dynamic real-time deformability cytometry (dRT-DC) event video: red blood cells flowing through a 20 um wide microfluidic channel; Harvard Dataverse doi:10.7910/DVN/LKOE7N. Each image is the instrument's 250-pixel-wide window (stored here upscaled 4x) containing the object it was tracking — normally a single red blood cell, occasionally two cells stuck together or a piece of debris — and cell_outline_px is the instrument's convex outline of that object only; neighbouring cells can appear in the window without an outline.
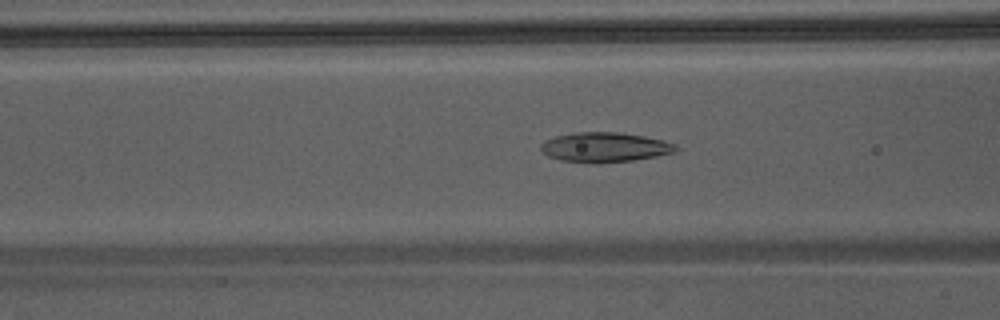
{"species": "Egyptian fruit bat (a non-hibernating species)", "species_latin": "Rousettus aegyptiacus", "temperature_condition": "warm", "stored_images_in_passage": 49, "camera_frame_rate_fps": 3000, "um_per_image_px": 0.085, "animal": {"sex": "male"}, "frame": {"image": 1, "passage_image": 21, "time_ms": 6.667, "image_size_px": [1000, 320], "cell_outline_px": [[676, 148], [672, 152], [656, 156], [632, 160], [596, 164], [560, 160], [548, 156], [540, 148], [540, 144], [556, 136], [576, 132], [616, 132], [644, 136], [664, 140], [676, 144]], "centroid_in_image_um": [51.38, 12.52], "position_along_channel_um": 115.2, "area_um2": 23.24}}
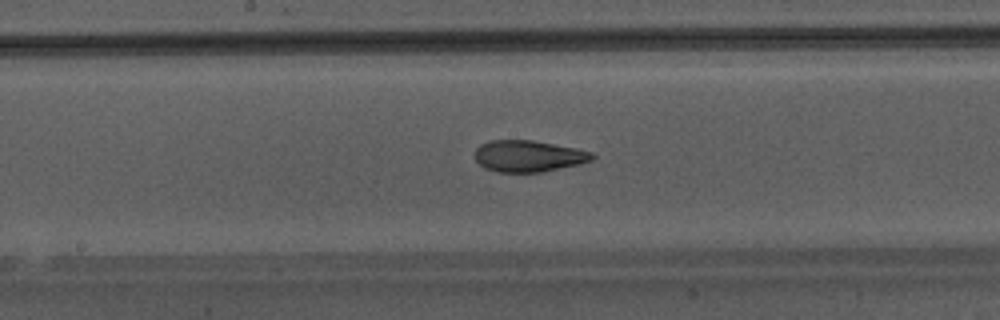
{"frame": {"image": 2, "passage_image": 27, "time_ms": 8.667, "image_size_px": [1000, 320], "cell_outline_px": [[596, 156], [592, 160], [560, 168], [540, 172], [496, 172], [484, 168], [476, 160], [476, 148], [480, 144], [488, 140], [532, 140], [576, 148], [592, 152]], "centroid_in_image_um": [44.89, 13.26], "position_along_channel_um": 203.3, "area_um2": 21.44}}
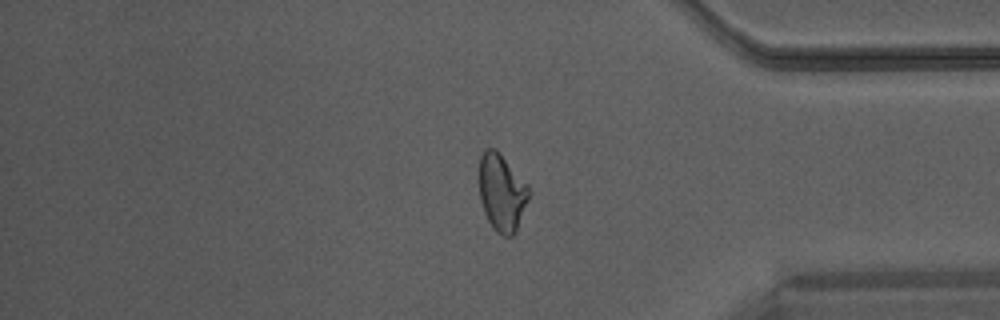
{"frame": {"image": 3, "passage_image": 41, "time_ms": 13.333, "image_size_px": [1000, 320], "cell_outline_px": [[532, 192], [516, 232], [512, 236], [504, 236], [496, 232], [492, 228], [484, 212], [480, 200], [480, 156], [484, 148], [496, 148], [528, 184]], "centroid_in_image_um": [42.68, 16.37], "position_along_channel_um": 392.5, "area_um2": 22.72}}